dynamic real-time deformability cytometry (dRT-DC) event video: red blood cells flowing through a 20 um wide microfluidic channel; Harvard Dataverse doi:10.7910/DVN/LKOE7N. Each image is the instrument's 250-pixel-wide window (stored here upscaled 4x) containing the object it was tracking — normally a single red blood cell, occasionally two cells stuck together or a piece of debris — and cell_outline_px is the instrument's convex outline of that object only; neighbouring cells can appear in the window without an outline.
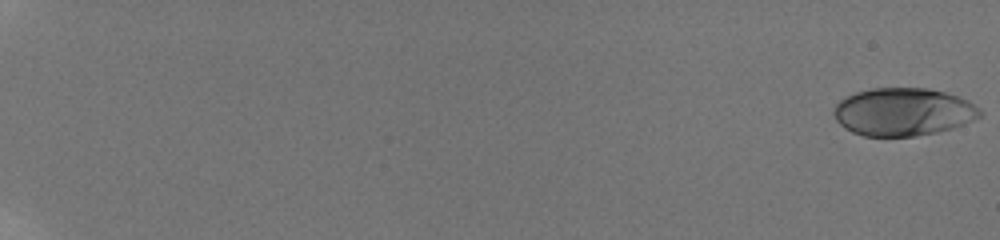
{"species": "human", "species_latin": "Homo sapiens", "temperature_condition": "room temperature", "stored_images_in_passage": 16, "camera_frame_rate_fps": 3000, "um_per_image_px": 0.085, "donor": {"sex": "male"}, "frame": {"image": 1, "passage_image": 1, "time_ms": 0.0, "image_size_px": [1000, 240], "cell_outline_px": [[984, 112], [980, 116], [972, 120], [952, 128], [936, 132], [916, 136], [864, 136], [852, 132], [844, 128], [836, 120], [832, 112], [836, 104], [840, 100], [856, 92], [872, 88], [928, 88], [944, 92], [968, 100], [980, 108]], "centroid_in_image_um": [76.76, 9.51], "position_along_channel_um": 8.2, "area_um2": 40.75}}
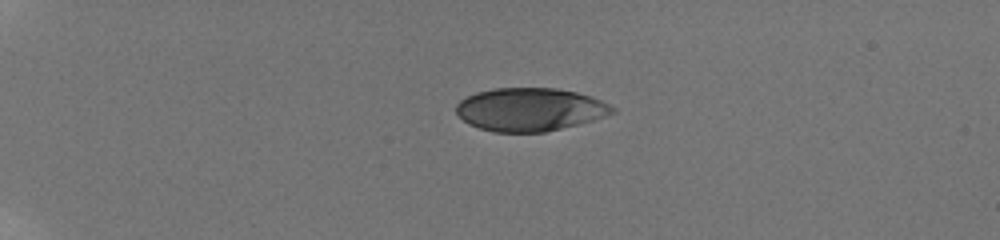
{"frame": {"image": 2, "passage_image": 10, "time_ms": 5.333, "image_size_px": [1000, 240], "cell_outline_px": [[616, 112], [592, 120], [544, 132], [492, 132], [468, 124], [456, 112], [456, 104], [460, 100], [476, 92], [496, 88], [556, 88], [576, 92], [592, 96], [616, 108]], "centroid_in_image_um": [45.03, 9.3], "position_along_channel_um": 40.0, "area_um2": 39.07}}
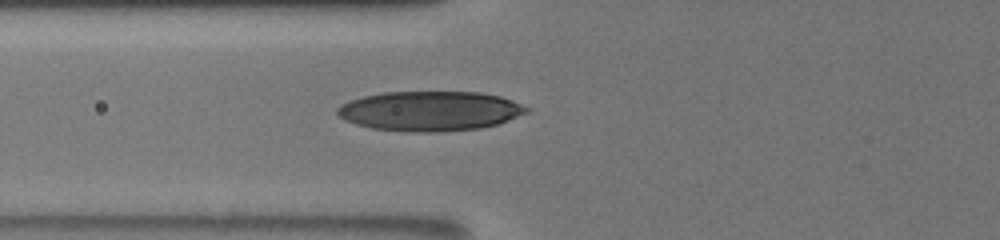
{"frame": {"image": 3, "passage_image": 16, "time_ms": 8.667, "image_size_px": [1000, 240], "cell_outline_px": [[532, 108], [528, 112], [508, 120], [496, 124], [480, 128], [432, 132], [412, 132], [372, 128], [356, 124], [340, 116], [336, 112], [336, 108], [340, 104], [364, 96], [384, 92], [480, 92], [500, 96], [512, 100]], "centroid_in_image_um": [36.57, 9.43], "position_along_channel_um": 89.2, "area_um2": 43.64}}